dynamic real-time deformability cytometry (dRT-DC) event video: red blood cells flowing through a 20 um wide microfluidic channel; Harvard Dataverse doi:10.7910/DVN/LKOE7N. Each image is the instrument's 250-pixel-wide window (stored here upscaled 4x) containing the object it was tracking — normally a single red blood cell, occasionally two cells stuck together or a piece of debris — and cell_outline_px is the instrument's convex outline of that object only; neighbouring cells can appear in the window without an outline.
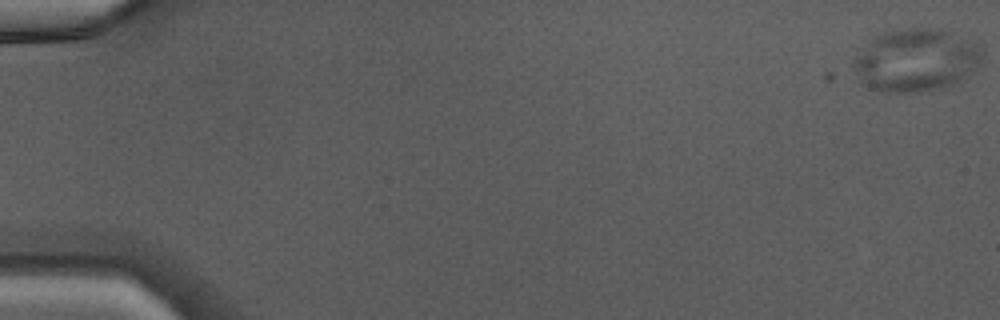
{"species": "Egyptian fruit bat (a non-hibernating species)", "species_latin": "Rousettus aegyptiacus", "temperature_condition": "warm", "stored_images_in_passage": 47, "camera_frame_rate_fps": 3000, "um_per_image_px": 0.085, "animal": {"sex": "male"}, "frame": {"image": 1, "passage_image": 1, "time_ms": 0.0, "image_size_px": [1000, 320], "cell_outline_px": [[984, 52], [980, 64], [972, 72], [960, 80], [948, 84], [916, 92], [884, 92], [868, 88], [856, 68], [856, 56], [868, 40], [872, 36], [888, 32], [912, 28], [940, 28], [976, 44]], "centroid_in_image_um": [77.88, 5.09], "position_along_channel_um": 7.1, "area_um2": 45.89}}
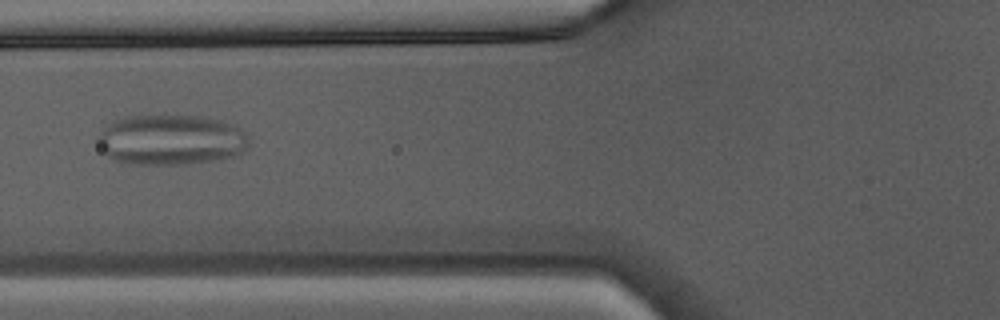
{"frame": {"image": 2, "passage_image": 20, "time_ms": 6.333, "image_size_px": [1000, 320], "cell_outline_px": [[248, 140], [244, 148], [240, 152], [232, 156], [212, 160], [184, 164], [132, 164], [116, 160], [108, 156], [96, 140], [96, 136], [104, 124], [124, 116], [200, 116], [220, 120], [236, 124], [248, 136]], "centroid_in_image_um": [14.47, 11.86], "position_along_channel_um": 111.3, "area_um2": 44.33}}
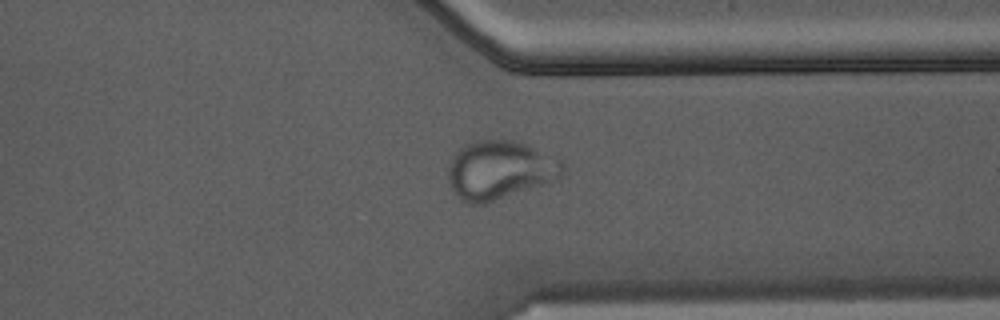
{"frame": {"image": 3, "passage_image": 37, "time_ms": 12.0, "image_size_px": [1000, 320], "cell_outline_px": [[568, 164], [564, 172], [556, 180], [484, 204], [464, 204], [452, 192], [448, 180], [448, 164], [452, 156], [464, 140], [512, 140], [524, 144], [564, 160]], "centroid_in_image_um": [42.44, 14.44], "position_along_channel_um": 369.0, "area_um2": 40.0}}